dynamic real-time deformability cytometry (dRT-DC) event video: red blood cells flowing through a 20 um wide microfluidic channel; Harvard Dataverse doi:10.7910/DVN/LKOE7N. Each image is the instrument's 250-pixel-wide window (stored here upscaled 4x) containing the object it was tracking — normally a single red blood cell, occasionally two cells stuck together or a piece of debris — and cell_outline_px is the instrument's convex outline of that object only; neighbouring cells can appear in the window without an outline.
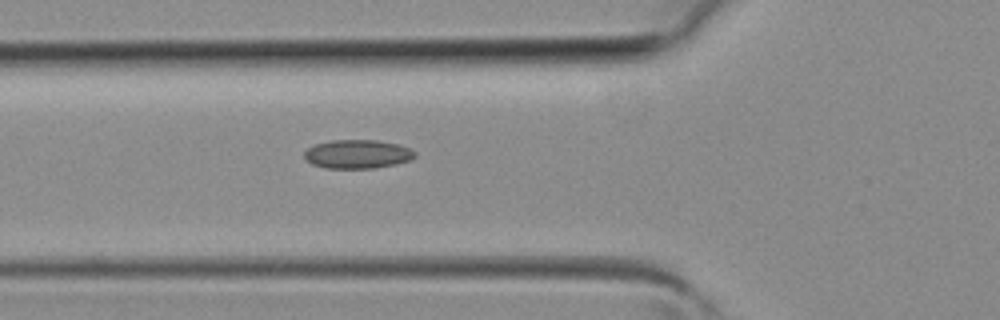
{"species": "common noctule bat (a hibernating species)", "species_latin": "Nyctalus noctula", "temperature_condition": "room temperature", "stored_images_in_passage": 36, "camera_frame_rate_fps": 3000, "um_per_image_px": 0.085, "animal": {"sex": "female", "body_mass_g": 19.3, "forearm_length_mm": 54.1}, "frame": {"image": 1, "passage_image": 10, "time_ms": 3.0, "image_size_px": [1000, 320], "cell_outline_px": [[416, 156], [408, 160], [396, 164], [372, 168], [324, 168], [312, 164], [304, 156], [304, 152], [308, 148], [316, 144], [332, 140], [376, 140], [400, 144], [416, 152]], "centroid_in_image_um": [30.39, 13.09], "position_along_channel_um": 95.4, "area_um2": 18.44}}
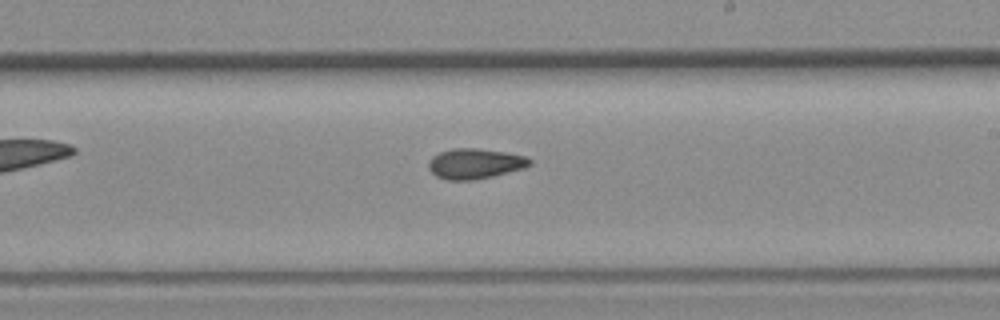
{"frame": {"image": 2, "passage_image": 19, "time_ms": 6.0, "image_size_px": [1000, 320], "cell_outline_px": [[532, 164], [524, 168], [492, 176], [472, 180], [444, 180], [436, 176], [428, 168], [428, 160], [432, 156], [440, 152], [452, 148], [476, 148], [504, 152], [524, 156], [532, 160]], "centroid_in_image_um": [40.33, 13.91], "position_along_channel_um": 248.7, "area_um2": 17.86}}
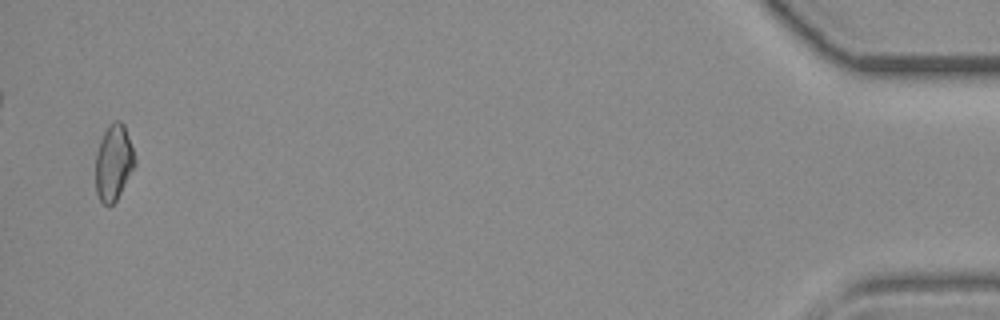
{"frame": {"image": 3, "passage_image": 35, "time_ms": 11.333, "image_size_px": [1000, 320], "cell_outline_px": [[136, 164], [116, 200], [112, 204], [104, 204], [100, 200], [96, 192], [96, 152], [100, 140], [104, 132], [116, 120], [120, 120], [124, 124], [136, 160]], "centroid_in_image_um": [9.65, 13.82], "position_along_channel_um": 425.5, "area_um2": 17.05}}